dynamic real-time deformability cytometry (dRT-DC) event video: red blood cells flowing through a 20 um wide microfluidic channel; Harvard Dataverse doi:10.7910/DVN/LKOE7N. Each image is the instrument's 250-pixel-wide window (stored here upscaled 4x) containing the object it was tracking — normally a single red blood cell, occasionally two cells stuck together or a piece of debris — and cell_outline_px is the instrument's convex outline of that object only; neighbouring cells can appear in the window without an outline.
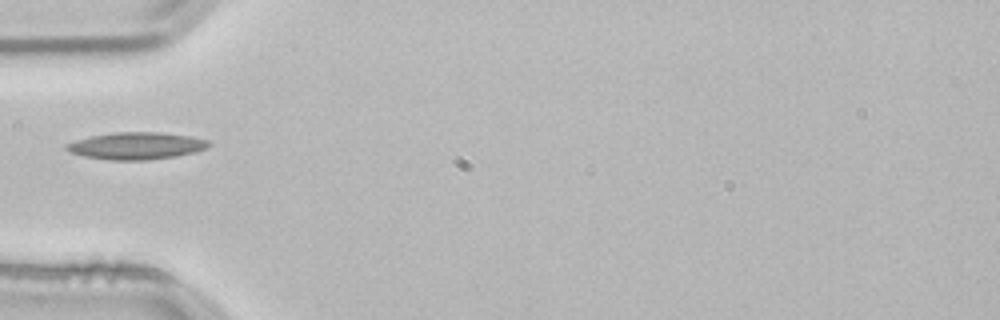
{"species": "common noctule bat (a hibernating species)", "species_latin": "Nyctalus noctula", "temperature_condition": "room temperature", "stored_images_in_passage": 3, "camera_frame_rate_fps": 3000, "um_per_image_px": 0.085, "animal": {"sex": "male", "body_mass_g": 21.5, "forearm_length_mm": 52.0}, "frame": {"image": 1, "passage_image": 1, "time_ms": 0.0, "image_size_px": [1000, 320], "cell_outline_px": [[212, 144], [208, 148], [176, 156], [148, 160], [108, 160], [84, 156], [68, 152], [64, 148], [68, 144], [76, 140], [92, 136], [116, 132], [160, 132], [192, 136], [208, 140]], "centroid_in_image_um": [11.61, 12.39], "position_along_channel_um": 73.4, "area_um2": 22.48}}